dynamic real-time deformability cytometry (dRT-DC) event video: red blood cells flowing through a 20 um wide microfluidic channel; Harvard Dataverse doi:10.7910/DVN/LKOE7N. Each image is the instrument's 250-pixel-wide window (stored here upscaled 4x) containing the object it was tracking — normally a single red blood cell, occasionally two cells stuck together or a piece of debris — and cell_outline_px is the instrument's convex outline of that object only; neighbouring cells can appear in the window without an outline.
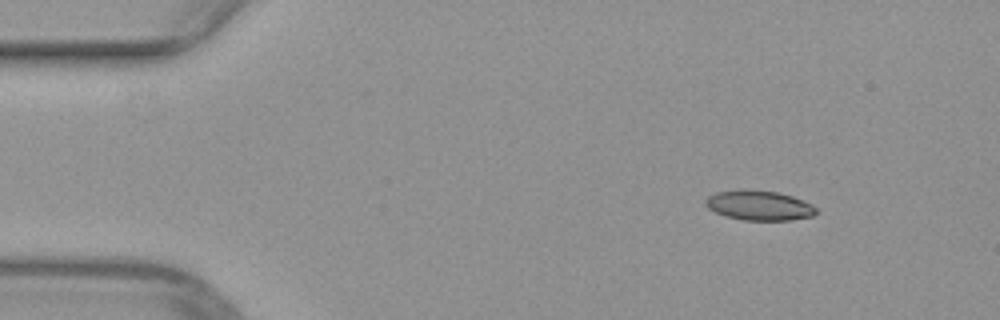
{"species": "common noctule bat (a hibernating species)", "species_latin": "Nyctalus noctula", "temperature_condition": "warm", "stored_images_in_passage": 25, "camera_frame_rate_fps": 3000, "um_per_image_px": 0.085, "animal": {"sex": "female", "body_mass_g": 29.2, "forearm_length_mm": 56.3}, "frame": {"image": 1, "passage_image": 1, "time_ms": 0.0, "image_size_px": [1000, 320], "cell_outline_px": [[816, 212], [812, 216], [792, 220], [744, 220], [724, 216], [708, 208], [704, 204], [704, 200], [708, 196], [716, 192], [740, 188], [744, 188], [776, 192], [792, 196], [812, 204], [816, 208]], "centroid_in_image_um": [64.48, 17.44], "position_along_channel_um": 20.5, "area_um2": 19.42}}
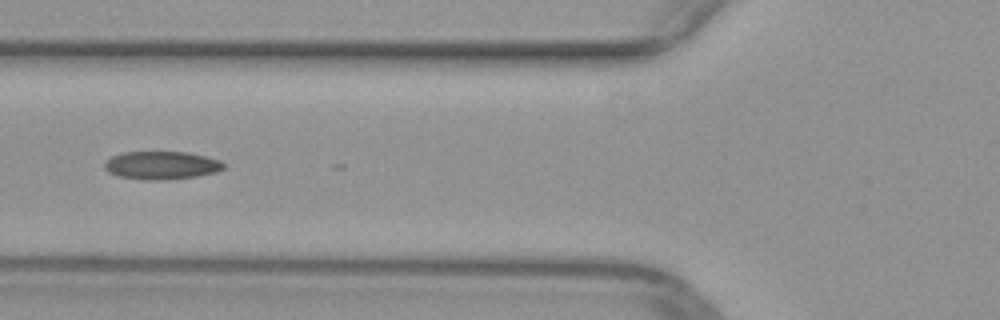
{"frame": {"image": 2, "passage_image": 14, "time_ms": 4.333, "image_size_px": [1000, 320], "cell_outline_px": [[224, 168], [216, 172], [196, 176], [168, 180], [144, 180], [116, 176], [108, 172], [104, 168], [104, 164], [112, 156], [124, 152], [188, 152], [220, 160], [224, 164]], "centroid_in_image_um": [13.71, 14.06], "position_along_channel_um": 112.1, "area_um2": 19.54}}
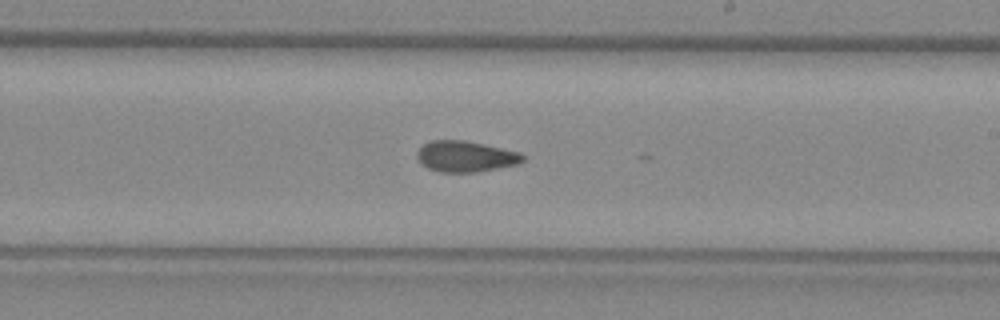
{"frame": {"image": 3, "passage_image": 24, "time_ms": 7.667, "image_size_px": [1000, 320], "cell_outline_px": [[524, 160], [520, 164], [476, 172], [440, 172], [428, 168], [420, 164], [416, 156], [416, 152], [428, 140], [464, 140], [520, 152], [524, 156]], "centroid_in_image_um": [39.55, 13.3], "position_along_channel_um": 249.5, "area_um2": 19.19}}